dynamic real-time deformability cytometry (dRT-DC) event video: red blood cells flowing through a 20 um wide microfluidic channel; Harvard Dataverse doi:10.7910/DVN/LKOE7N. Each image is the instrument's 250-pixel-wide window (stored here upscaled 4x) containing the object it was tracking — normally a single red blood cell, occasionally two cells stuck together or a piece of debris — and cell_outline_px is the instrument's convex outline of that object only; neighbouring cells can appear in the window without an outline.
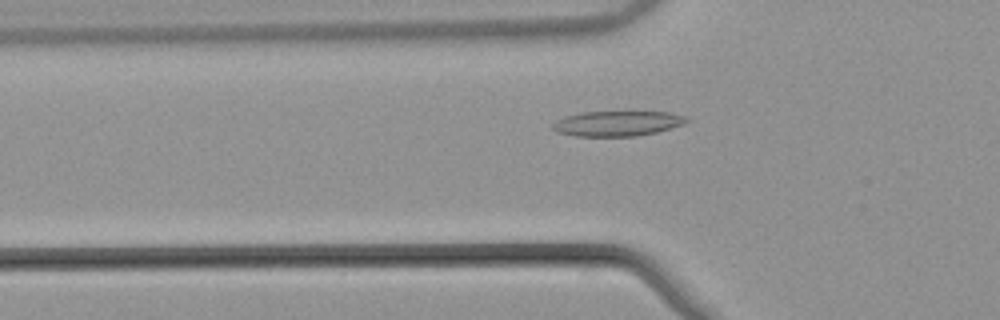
{"species": "common noctule bat (a hibernating species)", "species_latin": "Nyctalus noctula", "temperature_condition": "warm", "stored_images_in_passage": 51, "camera_frame_rate_fps": 3000, "um_per_image_px": 0.085, "animal": {"sex": "male", "body_mass_g": 21.5, "forearm_length_mm": 52.0}, "frame": {"image": 1, "passage_image": 16, "time_ms": 5.0, "image_size_px": [1000, 320], "cell_outline_px": [[692, 120], [684, 124], [656, 132], [636, 136], [576, 136], [556, 132], [552, 128], [552, 124], [556, 120], [564, 116], [580, 112], [668, 112], [684, 116]], "centroid_in_image_um": [52.45, 10.49], "position_along_channel_um": 73.3, "area_um2": 19.65}}
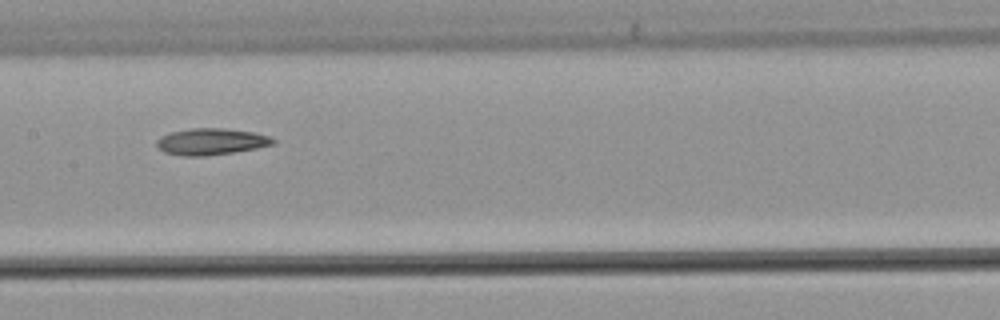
{"frame": {"image": 2, "passage_image": 25, "time_ms": 8.0, "image_size_px": [1000, 320], "cell_outline_px": [[276, 144], [256, 148], [232, 152], [204, 156], [180, 156], [164, 152], [156, 144], [156, 140], [160, 136], [168, 132], [192, 128], [220, 128], [252, 132], [268, 136], [276, 140]], "centroid_in_image_um": [17.91, 12.03], "position_along_channel_um": 189.5, "area_um2": 17.98}}
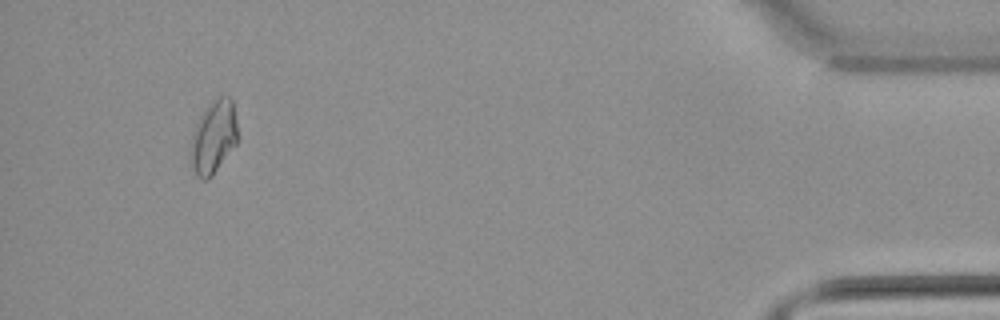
{"frame": {"image": 3, "passage_image": 48, "time_ms": 15.667, "image_size_px": [1000, 320], "cell_outline_px": [[236, 144], [212, 176], [208, 180], [200, 180], [196, 176], [188, 152], [192, 136], [196, 124], [200, 116], [208, 104], [220, 96], [228, 96], [232, 100], [236, 116]], "centroid_in_image_um": [18.12, 11.68], "position_along_channel_um": 417.1, "area_um2": 20.0}}